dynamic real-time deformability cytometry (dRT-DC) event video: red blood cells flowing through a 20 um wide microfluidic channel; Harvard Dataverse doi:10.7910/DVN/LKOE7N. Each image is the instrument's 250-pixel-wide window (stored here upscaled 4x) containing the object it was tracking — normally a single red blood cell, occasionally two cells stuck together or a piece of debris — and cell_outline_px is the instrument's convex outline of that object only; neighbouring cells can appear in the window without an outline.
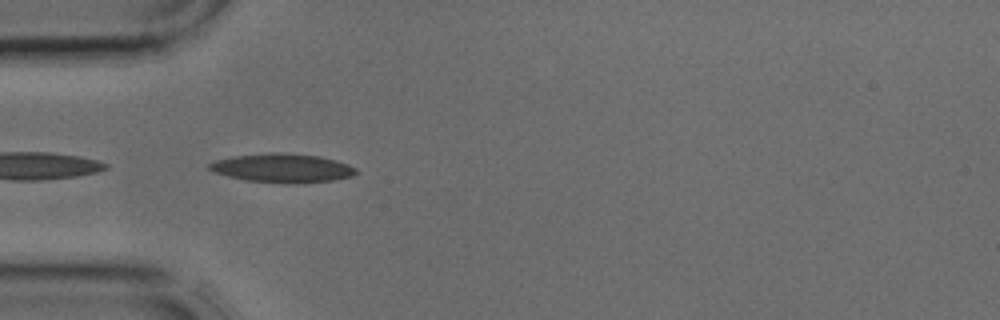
{"species": "common noctule bat (a hibernating species)", "species_latin": "Nyctalus noctula", "temperature_condition": "cold", "stored_images_in_passage": 4, "camera_frame_rate_fps": 3000, "um_per_image_px": 0.085, "animal": {"sex": "male", "body_mass_g": 17.9, "forearm_length_mm": 54.2}, "frame": {"image": 1, "passage_image": 4, "time_ms": 1.0, "image_size_px": [1000, 320], "cell_outline_px": [[360, 172], [352, 176], [332, 180], [244, 180], [228, 176], [216, 172], [208, 168], [208, 164], [216, 160], [232, 156], [272, 152], [284, 152], [320, 156], [336, 160], [348, 164], [356, 168]], "centroid_in_image_um": [24.0, 14.21], "position_along_channel_um": 61.0, "area_um2": 23.52}}